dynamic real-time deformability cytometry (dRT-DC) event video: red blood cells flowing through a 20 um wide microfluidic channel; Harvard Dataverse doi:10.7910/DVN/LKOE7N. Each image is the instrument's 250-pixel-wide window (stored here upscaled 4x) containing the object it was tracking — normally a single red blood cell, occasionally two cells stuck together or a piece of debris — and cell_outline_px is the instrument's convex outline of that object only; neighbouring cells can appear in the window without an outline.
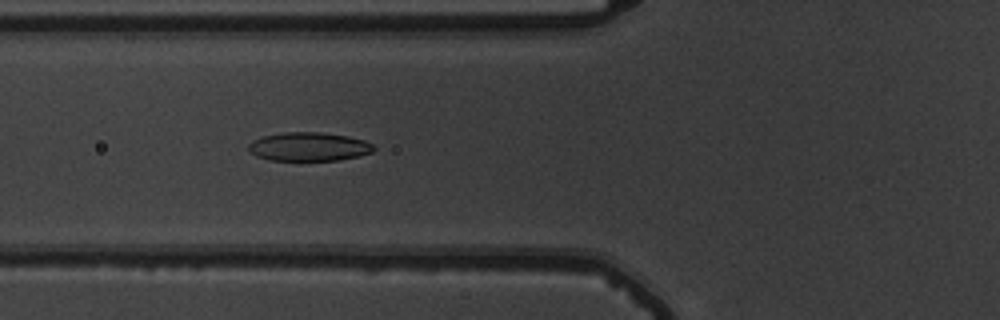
{"species": "common noctule bat (a hibernating species)", "species_latin": "Nyctalus noctula", "temperature_condition": "warm", "stored_images_in_passage": 54, "camera_frame_rate_fps": 3000, "um_per_image_px": 0.085, "animal": {"sex": "male", "body_mass_g": 19.5, "forearm_length_mm": 54.6}, "frame": {"image": 1, "passage_image": 21, "time_ms": 6.667, "image_size_px": [1000, 320], "cell_outline_px": [[376, 148], [372, 152], [360, 156], [336, 160], [268, 160], [256, 156], [248, 148], [248, 144], [252, 140], [264, 136], [284, 132], [320, 132], [348, 136], [364, 140], [372, 144]], "centroid_in_image_um": [26.26, 12.46], "position_along_channel_um": 99.5, "area_um2": 20.92}}
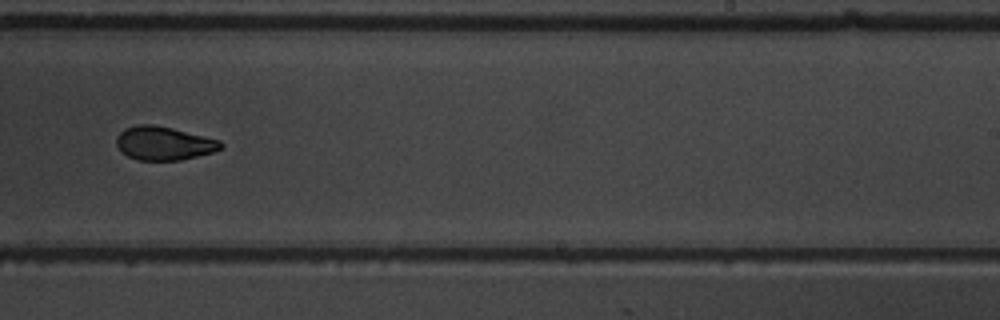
{"frame": {"image": 2, "passage_image": 35, "time_ms": 11.333, "image_size_px": [1000, 320], "cell_outline_px": [[224, 144], [220, 148], [212, 152], [180, 160], [136, 160], [120, 152], [116, 144], [116, 140], [120, 132], [124, 128], [136, 124], [152, 124], [172, 128], [220, 140]], "centroid_in_image_um": [13.88, 12.17], "position_along_channel_um": 275.1, "area_um2": 20.4}}
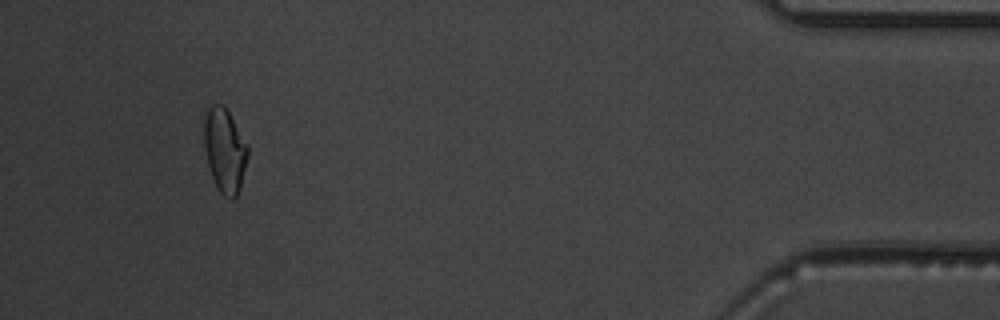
{"frame": {"image": 3, "passage_image": 51, "time_ms": 16.667, "image_size_px": [1000, 320], "cell_outline_px": [[248, 156], [240, 188], [236, 196], [232, 200], [224, 196], [220, 192], [212, 176], [208, 164], [204, 144], [200, 116], [204, 108], [212, 104], [220, 104], [228, 112], [248, 144]], "centroid_in_image_um": [19.05, 12.7], "position_along_channel_um": 416.2, "area_um2": 21.91}, "authors_computed_cell_mechanics": {"area_um2": 21.0392, "velocity_mm_per_s": 3.7661, "shape_relaxation_time_tau1_ms": 5.972, "shape_relaxation_time_tau2_ms": 1.3742, "deformation_change_tau1": 0.179, "deformation_change_tau2": 0.0557}}